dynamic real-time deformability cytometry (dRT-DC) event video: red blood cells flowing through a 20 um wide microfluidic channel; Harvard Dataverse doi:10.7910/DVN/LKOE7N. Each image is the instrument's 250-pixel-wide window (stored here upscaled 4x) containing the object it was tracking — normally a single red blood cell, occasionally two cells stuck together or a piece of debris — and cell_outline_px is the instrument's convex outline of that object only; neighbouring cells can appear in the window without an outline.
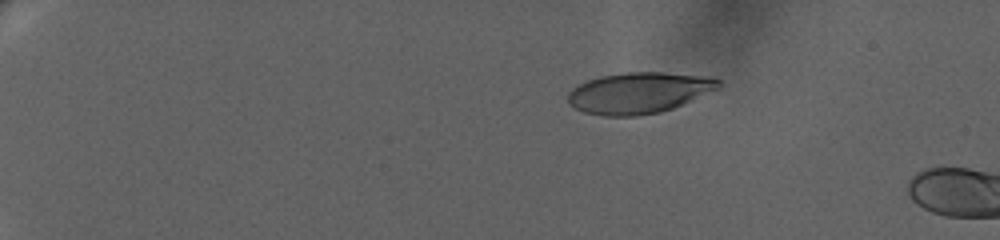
{"species": "human", "species_latin": "Homo sapiens", "temperature_condition": "warm", "stored_images_in_passage": 6, "camera_frame_rate_fps": 3000, "um_per_image_px": 0.085, "donor": {"sex": "female"}, "frame": {"image": 1, "passage_image": 4, "time_ms": 3.667, "image_size_px": [1000, 240], "cell_outline_px": [[720, 88], [672, 108], [660, 112], [636, 116], [604, 116], [584, 112], [568, 104], [568, 92], [572, 88], [588, 80], [600, 76], [628, 72], [664, 72], [716, 76], [720, 80]], "centroid_in_image_um": [54.34, 7.87], "position_along_channel_um": 30.7, "area_um2": 36.24}}